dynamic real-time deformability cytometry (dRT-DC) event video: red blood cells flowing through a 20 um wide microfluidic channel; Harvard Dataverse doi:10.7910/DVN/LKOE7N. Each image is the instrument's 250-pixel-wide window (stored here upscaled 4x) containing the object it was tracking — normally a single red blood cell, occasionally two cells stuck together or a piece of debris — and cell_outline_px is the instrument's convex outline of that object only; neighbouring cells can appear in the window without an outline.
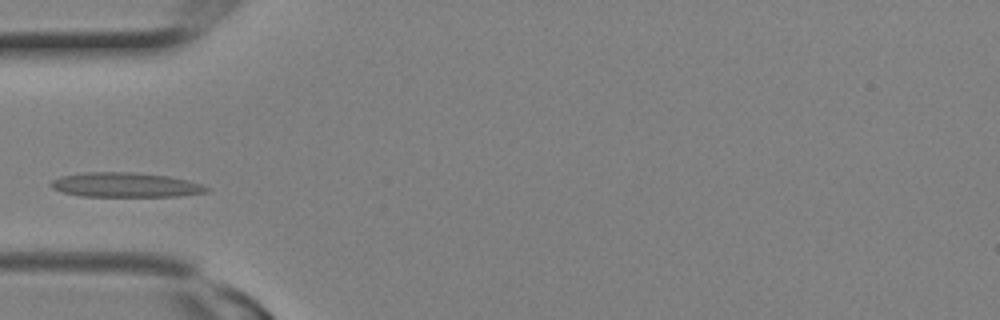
{"species": "Egyptian fruit bat (a non-hibernating species)", "species_latin": "Rousettus aegyptiacus", "temperature_condition": "room temperature", "stored_images_in_passage": 6, "camera_frame_rate_fps": 3000, "um_per_image_px": 0.085, "animal": {"sex": "female"}, "frame": {"image": 1, "passage_image": 2, "time_ms": 0.333, "image_size_px": [1000, 320], "cell_outline_px": [[212, 188], [208, 192], [176, 196], [80, 196], [64, 192], [52, 188], [48, 184], [52, 180], [60, 176], [84, 172], [132, 172], [168, 176], [188, 180]], "centroid_in_image_um": [10.65, 15.71], "position_along_channel_um": 74.3, "area_um2": 22.31}}
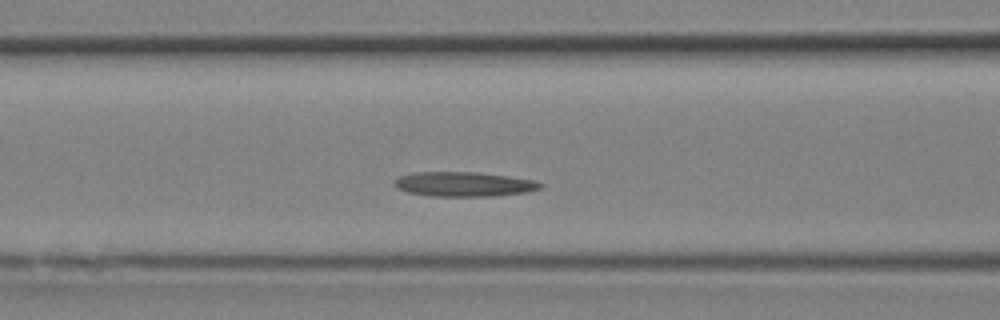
{"frame": {"image": 2, "passage_image": 4, "time_ms": 1.0, "image_size_px": [1000, 320], "cell_outline_px": [[544, 188], [524, 192], [492, 196], [432, 196], [408, 192], [392, 184], [392, 180], [400, 176], [416, 172], [476, 172], [508, 176], [536, 180], [544, 184]], "centroid_in_image_um": [39.45, 15.65], "position_along_channel_um": 127.1, "area_um2": 20.92}}
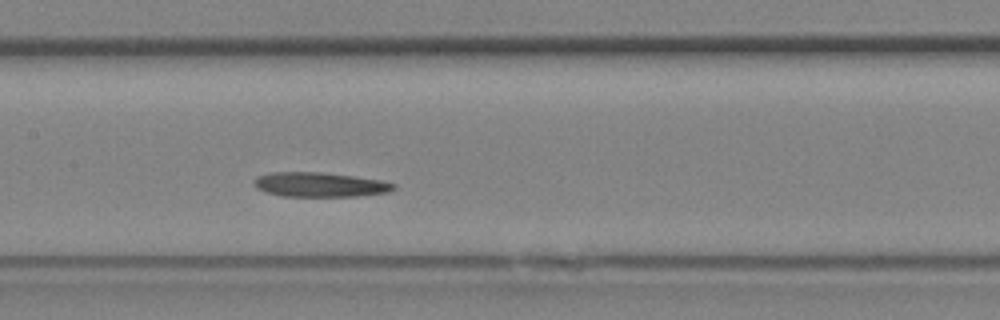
{"frame": {"image": 3, "passage_image": 6, "time_ms": 1.667, "image_size_px": [1000, 320], "cell_outline_px": [[396, 188], [388, 192], [356, 196], [280, 196], [256, 188], [252, 184], [252, 180], [256, 176], [268, 172], [320, 172], [352, 176], [380, 180], [396, 184]], "centroid_in_image_um": [27.12, 15.69], "position_along_channel_um": 180.3, "area_um2": 20.0}}